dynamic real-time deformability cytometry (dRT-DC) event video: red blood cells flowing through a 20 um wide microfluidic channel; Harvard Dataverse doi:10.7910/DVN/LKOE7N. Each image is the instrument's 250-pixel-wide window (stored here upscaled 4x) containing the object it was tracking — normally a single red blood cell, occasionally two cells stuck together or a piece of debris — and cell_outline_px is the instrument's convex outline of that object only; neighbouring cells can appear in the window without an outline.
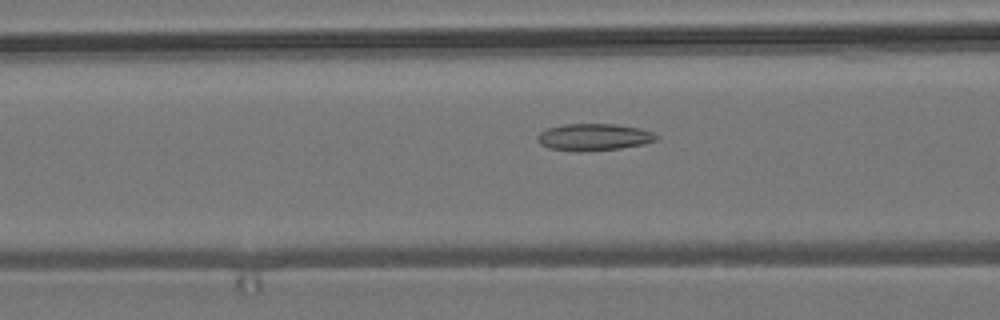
{"species": "common noctule bat (a hibernating species)", "species_latin": "Nyctalus noctula", "temperature_condition": "room temperature", "stored_images_in_passage": 56, "camera_frame_rate_fps": 3000, "um_per_image_px": 0.085, "animal": {"sex": "male", "body_mass_g": 19.2, "forearm_length_mm": 51.8}, "frame": {"image": 1, "passage_image": 22, "time_ms": 7.0, "image_size_px": [1000, 320], "cell_outline_px": [[660, 136], [656, 140], [644, 144], [620, 148], [576, 152], [548, 148], [540, 144], [536, 140], [536, 136], [540, 132], [548, 128], [564, 124], [616, 124], [640, 128], [652, 132]], "centroid_in_image_um": [50.46, 11.65], "position_along_channel_um": 116.1, "area_um2": 18.79}}
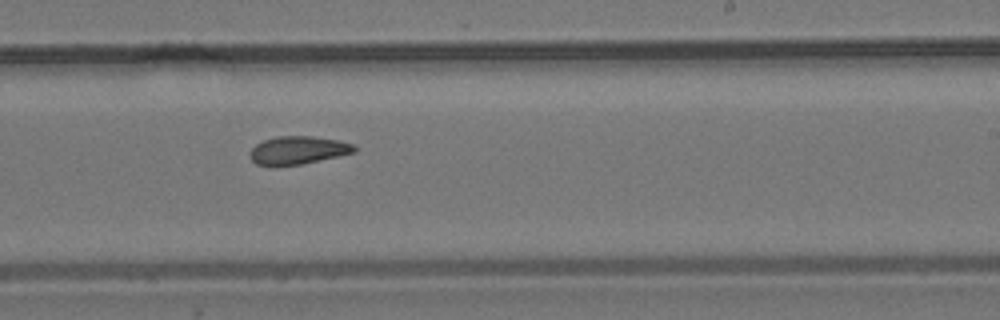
{"frame": {"image": 2, "passage_image": 34, "time_ms": 11.0, "image_size_px": [1000, 320], "cell_outline_px": [[356, 152], [300, 164], [256, 164], [248, 156], [252, 148], [256, 144], [264, 140], [276, 136], [312, 136], [336, 140], [352, 144], [356, 148]], "centroid_in_image_um": [25.32, 12.74], "position_along_channel_um": 263.7, "area_um2": 16.59}}
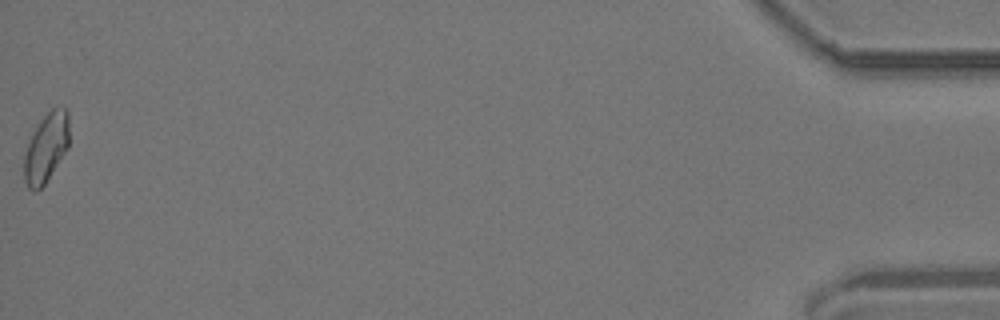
{"frame": {"image": 3, "passage_image": 56, "time_ms": 18.333, "image_size_px": [1000, 320], "cell_outline_px": [[68, 148], [44, 184], [40, 188], [28, 188], [24, 180], [24, 156], [28, 140], [32, 132], [40, 120], [52, 108], [64, 108], [68, 112]], "centroid_in_image_um": [3.91, 12.53], "position_along_channel_um": 431.3, "area_um2": 17.86}, "authors_computed_cell_mechanics": {"area_um2": 17.7735, "velocity_mm_per_s": 3.6891, "shape_relaxation_time_tau1_ms": null, "shape_relaxation_time_tau2_ms": 4.799, "deformation_change_tau1": null, "deformation_change_tau2": 0.1141}}